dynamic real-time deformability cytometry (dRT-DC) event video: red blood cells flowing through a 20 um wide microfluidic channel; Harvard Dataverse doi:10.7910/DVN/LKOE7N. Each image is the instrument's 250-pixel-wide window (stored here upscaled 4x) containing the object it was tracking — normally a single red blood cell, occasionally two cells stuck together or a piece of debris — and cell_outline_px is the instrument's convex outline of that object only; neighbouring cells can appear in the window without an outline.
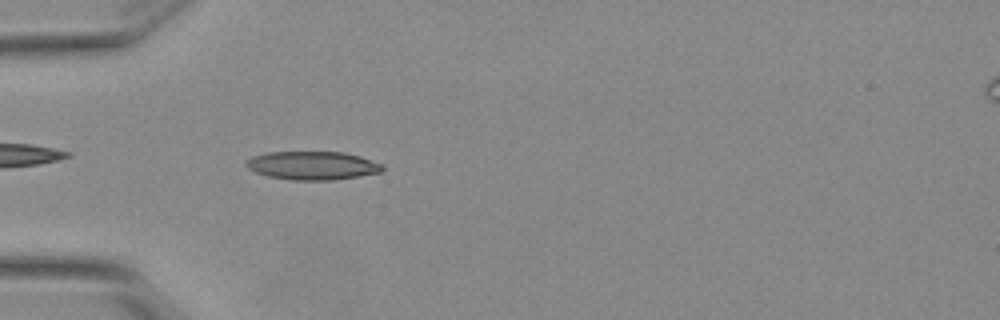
{"species": "Egyptian fruit bat (a non-hibernating species)", "species_latin": "Rousettus aegyptiacus", "temperature_condition": "warm", "stored_images_in_passage": 41, "camera_frame_rate_fps": 3000, "um_per_image_px": 0.085, "animal": {"sex": "female"}, "frame": {"image": 1, "passage_image": 4, "time_ms": 1.0, "image_size_px": [1000, 320], "cell_outline_px": [[384, 172], [360, 176], [332, 180], [292, 180], [268, 176], [256, 172], [248, 168], [244, 164], [252, 156], [268, 152], [344, 152], [360, 156], [384, 164]], "centroid_in_image_um": [26.61, 14.07], "position_along_channel_um": 58.4, "area_um2": 22.72}}
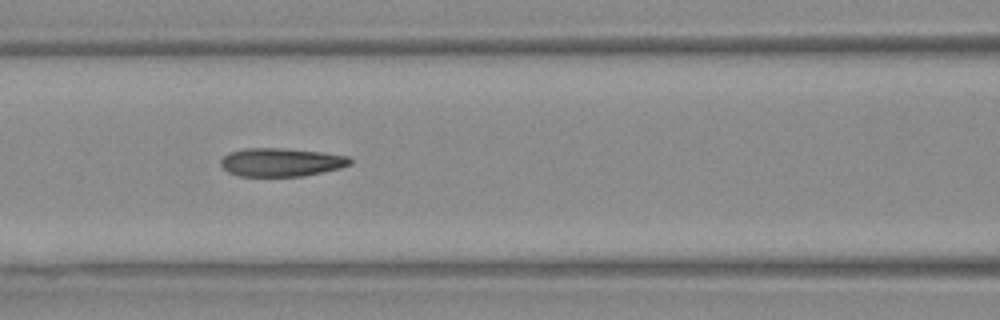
{"frame": {"image": 2, "passage_image": 11, "time_ms": 3.333, "image_size_px": [1000, 320], "cell_outline_px": [[352, 164], [340, 168], [304, 176], [240, 176], [228, 172], [220, 164], [220, 160], [228, 152], [244, 148], [280, 148], [320, 152], [348, 156], [352, 160]], "centroid_in_image_um": [23.88, 13.79], "position_along_channel_um": 142.7, "area_um2": 21.39}}
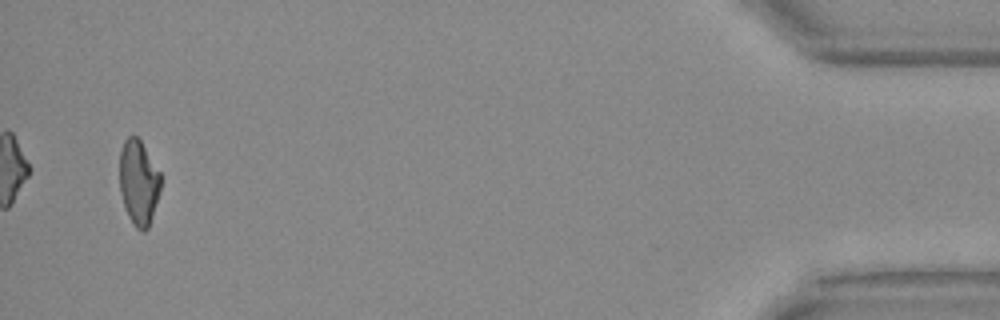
{"frame": {"image": 3, "passage_image": 39, "time_ms": 12.667, "image_size_px": [1000, 320], "cell_outline_px": [[160, 188], [152, 216], [148, 228], [144, 232], [140, 232], [136, 228], [128, 216], [120, 192], [120, 152], [124, 140], [128, 136], [136, 136], [140, 140], [160, 172]], "centroid_in_image_um": [11.77, 15.51], "position_along_channel_um": 423.4, "area_um2": 20.11}, "authors_computed_cell_mechanics": {"area_um2": 21.386, "velocity_mm_per_s": 3.8584, "shape_relaxation_time_tau1_ms": 6.9772, "shape_relaxation_time_tau2_ms": 2.2692, "deformation_change_tau1": 0.2049, "deformation_change_tau2": 0.1006}}